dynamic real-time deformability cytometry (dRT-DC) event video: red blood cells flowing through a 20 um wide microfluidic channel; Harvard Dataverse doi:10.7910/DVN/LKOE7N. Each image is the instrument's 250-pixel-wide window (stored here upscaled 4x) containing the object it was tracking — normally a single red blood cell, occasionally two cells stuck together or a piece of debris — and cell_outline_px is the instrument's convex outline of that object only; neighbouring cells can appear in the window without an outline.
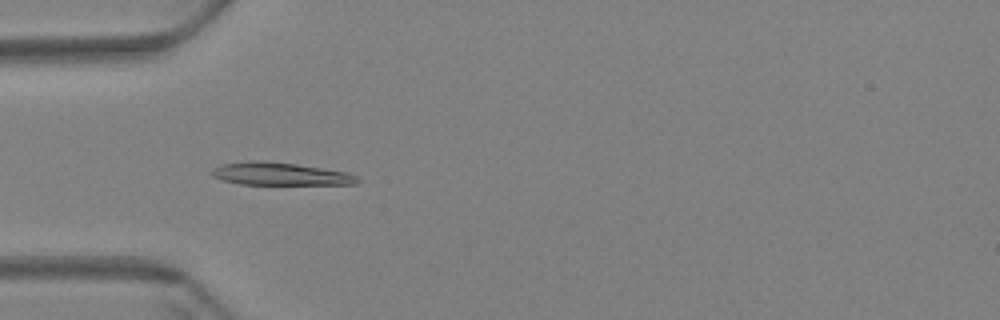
{"species": "Egyptian fruit bat (a non-hibernating species)", "species_latin": "Rousettus aegyptiacus", "temperature_condition": "warm", "stored_images_in_passage": 60, "camera_frame_rate_fps": 3000, "um_per_image_px": 0.085, "animal": {"sex": "female"}, "frame": {"image": 1, "passage_image": 19, "time_ms": 6.0, "image_size_px": [1000, 320], "cell_outline_px": [[360, 180], [356, 184], [240, 184], [224, 180], [212, 176], [208, 172], [212, 168], [220, 164], [248, 160], [260, 160], [296, 164], [348, 172], [356, 176]], "centroid_in_image_um": [23.75, 14.77], "position_along_channel_um": 61.3, "area_um2": 19.36}}
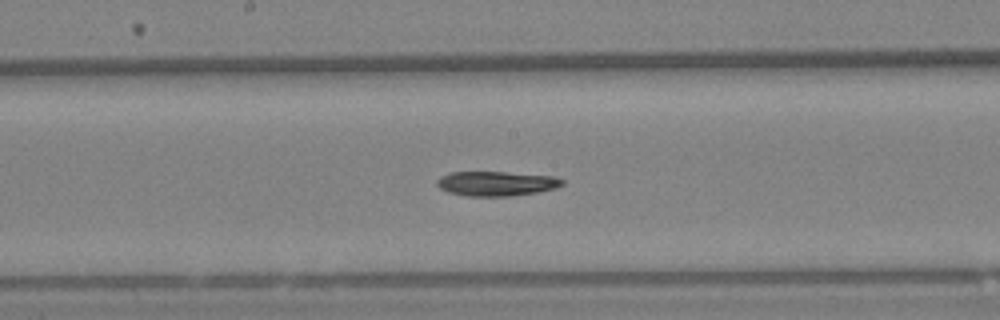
{"frame": {"image": 2, "passage_image": 32, "time_ms": 10.333, "image_size_px": [1000, 320], "cell_outline_px": [[564, 184], [556, 188], [536, 192], [512, 196], [468, 196], [448, 192], [440, 188], [436, 184], [436, 180], [440, 176], [452, 172], [504, 172], [556, 176], [564, 180]], "centroid_in_image_um": [42.2, 15.6], "position_along_channel_um": 206.0, "area_um2": 18.03}}
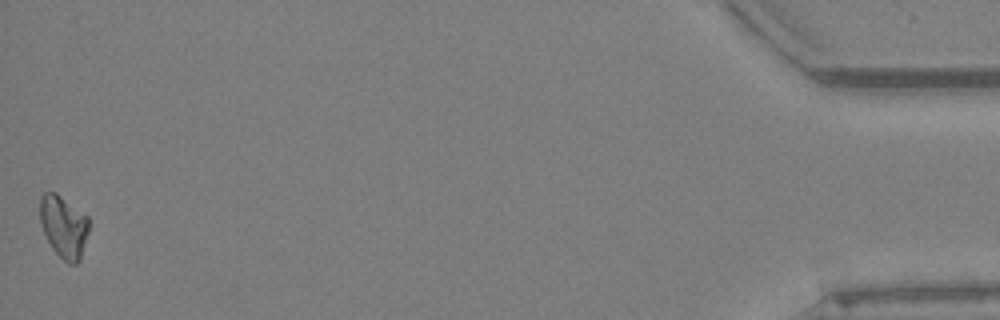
{"frame": {"image": 3, "passage_image": 60, "time_ms": 19.667, "image_size_px": [1000, 320], "cell_outline_px": [[88, 232], [80, 260], [76, 264], [68, 264], [52, 248], [40, 224], [40, 196], [44, 192], [56, 192], [88, 216]], "centroid_in_image_um": [5.41, 19.24], "position_along_channel_um": 429.8, "area_um2": 17.69}, "authors_computed_cell_mechanics": {"area_um2": 18.5538, "velocity_mm_per_s": 3.4112, "shape_relaxation_time_tau1_ms": 4.7224, "shape_relaxation_time_tau2_ms": null, "deformation_change_tau1": 0.15, "deformation_change_tau2": null}}